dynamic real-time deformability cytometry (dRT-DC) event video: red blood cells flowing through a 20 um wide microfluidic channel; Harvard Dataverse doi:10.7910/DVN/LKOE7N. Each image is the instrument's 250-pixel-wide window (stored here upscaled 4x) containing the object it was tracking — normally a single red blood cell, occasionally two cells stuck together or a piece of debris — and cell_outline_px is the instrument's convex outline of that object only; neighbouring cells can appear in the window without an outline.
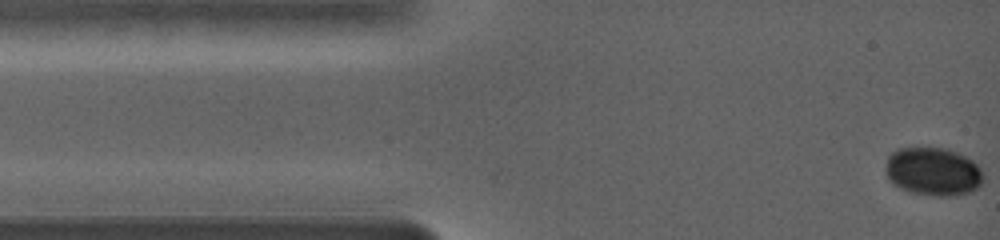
{"species": "common noctule bat (a hibernating species)", "species_latin": "Nyctalus noctula", "temperature_condition": "warm", "stored_images_in_passage": 62, "camera_frame_rate_fps": 5000, "um_per_image_px": 0.085, "animal": {"sex": "female", "body_mass_g": 19.0, "forearm_length_mm": 56.7}, "frame": {"image": 1, "passage_image": 1, "time_ms": 0.0, "image_size_px": [1000, 240], "cell_outline_px": [[980, 184], [976, 188], [968, 192], [956, 196], [936, 196], [912, 192], [900, 188], [892, 184], [888, 180], [888, 156], [896, 148], [944, 148], [956, 152], [972, 160], [980, 168]], "centroid_in_image_um": [79.29, 14.58], "position_along_channel_um": 5.7, "area_um2": 26.99}}
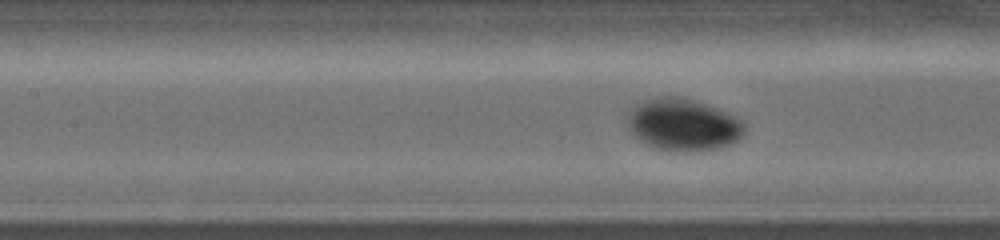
{"frame": {"image": 2, "passage_image": 34, "time_ms": 6.0, "image_size_px": [1000, 240], "cell_outline_px": [[744, 136], [728, 144], [716, 148], [684, 152], [656, 148], [640, 140], [628, 128], [628, 112], [636, 104], [644, 100], [656, 96], [680, 96], [716, 108], [736, 116], [744, 124]], "centroid_in_image_um": [58.05, 10.58], "position_along_channel_um": 149.4, "area_um2": 35.2}}
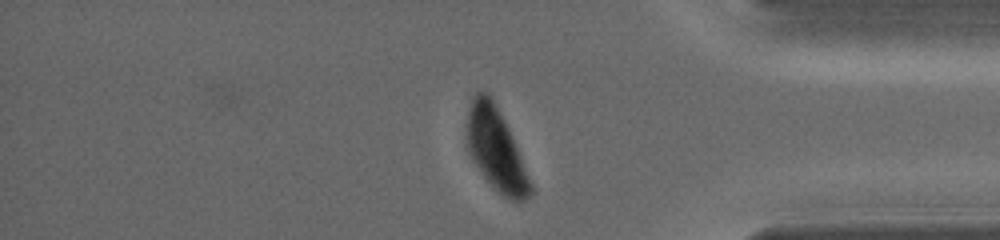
{"frame": {"image": 3, "passage_image": 62, "time_ms": 13.2, "image_size_px": [1000, 240], "cell_outline_px": [[532, 192], [524, 200], [512, 200], [504, 196], [492, 188], [472, 160], [464, 148], [464, 120], [468, 104], [472, 96], [476, 92], [488, 92], [496, 104], [516, 144], [532, 184]], "centroid_in_image_um": [42.06, 12.63], "position_along_channel_um": 393.1, "area_um2": 31.44}}